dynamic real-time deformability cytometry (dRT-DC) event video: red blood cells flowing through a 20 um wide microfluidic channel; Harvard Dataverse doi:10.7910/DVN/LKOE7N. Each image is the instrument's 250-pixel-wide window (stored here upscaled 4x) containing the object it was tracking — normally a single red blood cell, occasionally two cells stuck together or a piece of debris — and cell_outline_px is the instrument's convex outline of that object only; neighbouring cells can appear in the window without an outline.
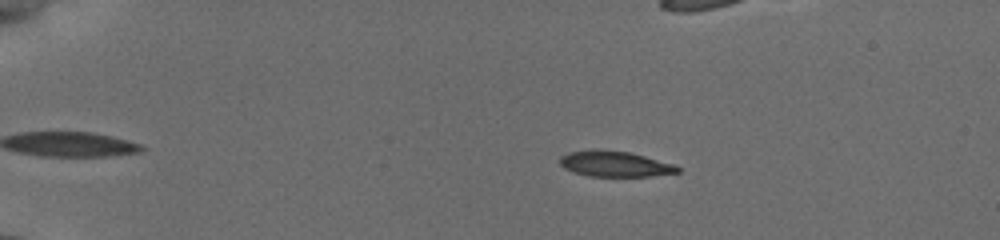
{"species": "common noctule bat (a hibernating species)", "species_latin": "Nyctalus noctula", "temperature_condition": "cold", "stored_images_in_passage": 34, "camera_frame_rate_fps": 3000, "um_per_image_px": 0.085, "animal": {"sex": "female", "body_mass_g": 19.5, "forearm_length_mm": 54.1}, "frame": {"image": 1, "passage_image": 3, "time_ms": 1.0, "image_size_px": [1000, 240], "cell_outline_px": [[680, 172], [648, 176], [592, 176], [572, 172], [564, 168], [560, 164], [560, 156], [568, 152], [628, 152], [676, 164], [680, 168]], "centroid_in_image_um": [52.32, 13.97], "position_along_channel_um": 32.7, "area_um2": 16.82}}
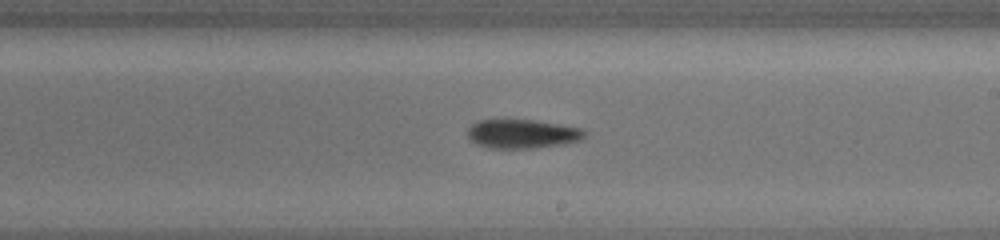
{"frame": {"image": 2, "passage_image": 16, "time_ms": 8.667, "image_size_px": [1000, 240], "cell_outline_px": [[584, 136], [580, 140], [564, 144], [532, 148], [488, 148], [472, 140], [468, 136], [468, 128], [476, 120], [532, 120], [560, 124], [580, 128], [584, 132]], "centroid_in_image_um": [44.38, 11.37], "position_along_channel_um": 244.6, "area_um2": 19.48}}
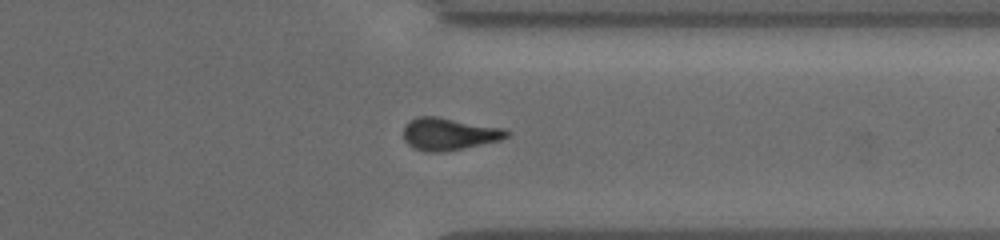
{"frame": {"image": 3, "passage_image": 24, "time_ms": 12.0, "image_size_px": [1000, 240], "cell_outline_px": [[512, 132], [508, 136], [500, 140], [444, 152], [428, 152], [416, 148], [408, 144], [404, 140], [404, 128], [408, 120], [416, 116], [436, 116], [504, 128]], "centroid_in_image_um": [38.16, 11.37], "position_along_channel_um": 373.2, "area_um2": 19.42}}